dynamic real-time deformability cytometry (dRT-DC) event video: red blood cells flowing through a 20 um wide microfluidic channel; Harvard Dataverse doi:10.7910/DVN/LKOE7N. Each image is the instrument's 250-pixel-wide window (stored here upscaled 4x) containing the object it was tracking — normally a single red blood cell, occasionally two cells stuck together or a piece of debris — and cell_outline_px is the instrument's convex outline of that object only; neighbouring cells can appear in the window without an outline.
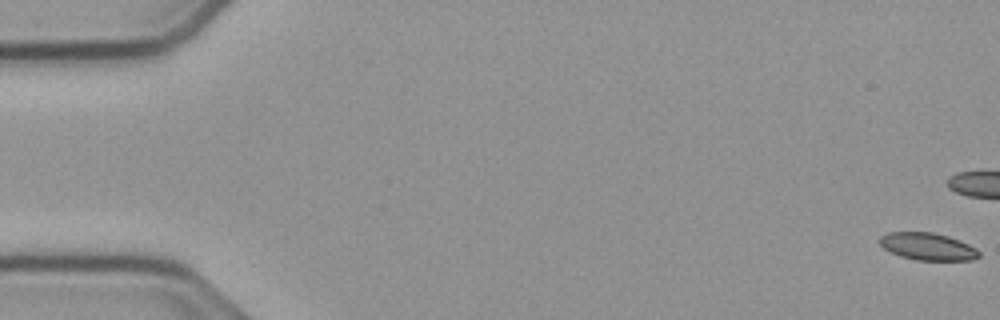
{"species": "common noctule bat (a hibernating species)", "species_latin": "Nyctalus noctula", "temperature_condition": "cold", "stored_images_in_passage": 57, "camera_frame_rate_fps": 3000, "um_per_image_px": 0.085, "animal": {"sex": "male", "body_mass_g": 23.1, "forearm_length_mm": 52.7}, "frame": {"image": 1, "passage_image": 1, "time_ms": 0.0, "image_size_px": [1000, 320], "cell_outline_px": [[980, 256], [972, 260], [916, 260], [900, 256], [884, 248], [880, 244], [880, 236], [888, 232], [932, 232], [948, 236], [960, 240], [976, 248], [980, 252]], "centroid_in_image_um": [78.87, 20.95], "position_along_channel_um": 6.1, "area_um2": 15.78}, "authors_computed_cell_mechanics": {"area_um2": 16.5886, "velocity_mm_per_s": 3.748, "shape_relaxation_time_tau1_ms": 5.9879, "shape_relaxation_time_tau2_ms": 5.6438, "deformation_change_tau1": 0.1267, "deformation_change_tau2": 0.0994}}